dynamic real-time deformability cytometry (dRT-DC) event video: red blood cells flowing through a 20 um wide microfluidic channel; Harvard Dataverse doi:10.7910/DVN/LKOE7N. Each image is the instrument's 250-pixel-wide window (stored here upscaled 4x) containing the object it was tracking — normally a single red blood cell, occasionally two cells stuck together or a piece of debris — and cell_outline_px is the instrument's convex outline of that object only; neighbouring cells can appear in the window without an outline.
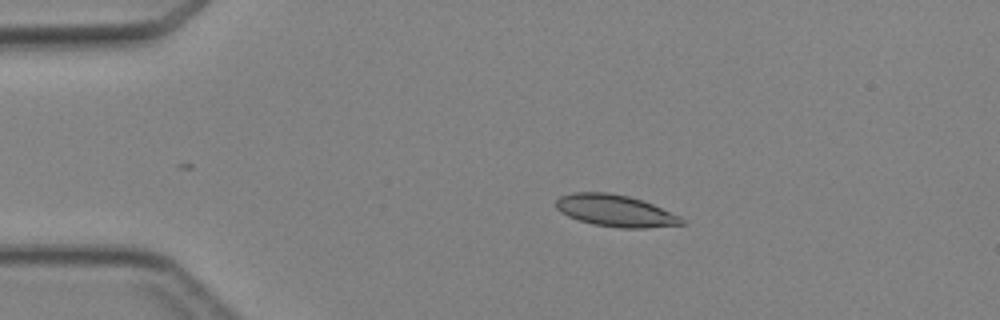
{"species": "Egyptian fruit bat (a non-hibernating species)", "species_latin": "Rousettus aegyptiacus", "temperature_condition": "cold", "stored_images_in_passage": 38, "camera_frame_rate_fps": 3000, "um_per_image_px": 0.085, "animal": {"sex": "female"}, "frame": {"image": 1, "passage_image": 1, "time_ms": 0.0, "image_size_px": [1000, 320], "cell_outline_px": [[688, 224], [644, 228], [620, 228], [592, 224], [568, 216], [560, 212], [556, 208], [556, 200], [560, 196], [572, 192], [608, 192], [628, 196], [652, 204], [680, 216]], "centroid_in_image_um": [52.3, 17.91], "position_along_channel_um": 32.7, "area_um2": 23.29}}
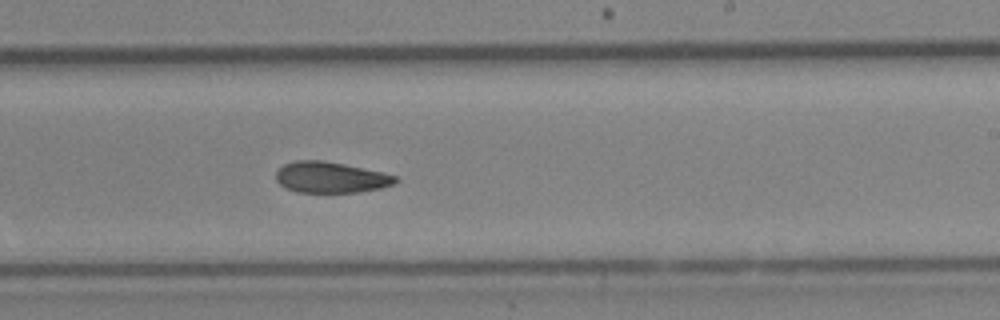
{"frame": {"image": 2, "passage_image": 20, "time_ms": 6.333, "image_size_px": [1000, 320], "cell_outline_px": [[400, 180], [392, 184], [380, 188], [360, 192], [296, 192], [280, 184], [276, 180], [276, 172], [284, 164], [296, 160], [320, 160], [344, 164], [380, 172], [396, 176]], "centroid_in_image_um": [28.09, 15.07], "position_along_channel_um": 260.9, "area_um2": 21.33}}
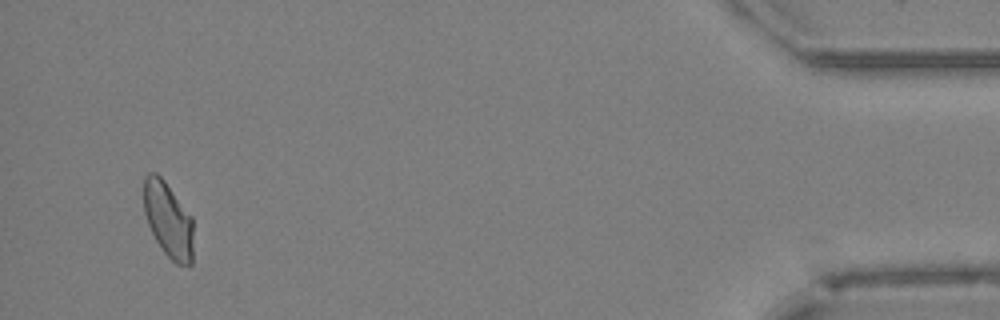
{"frame": {"image": 3, "passage_image": 36, "time_ms": 11.667, "image_size_px": [1000, 320], "cell_outline_px": [[192, 264], [176, 264], [164, 252], [156, 240], [148, 224], [144, 212], [144, 176], [148, 172], [156, 172], [164, 180], [192, 216]], "centroid_in_image_um": [14.29, 18.65], "position_along_channel_um": 420.9, "area_um2": 21.62}}